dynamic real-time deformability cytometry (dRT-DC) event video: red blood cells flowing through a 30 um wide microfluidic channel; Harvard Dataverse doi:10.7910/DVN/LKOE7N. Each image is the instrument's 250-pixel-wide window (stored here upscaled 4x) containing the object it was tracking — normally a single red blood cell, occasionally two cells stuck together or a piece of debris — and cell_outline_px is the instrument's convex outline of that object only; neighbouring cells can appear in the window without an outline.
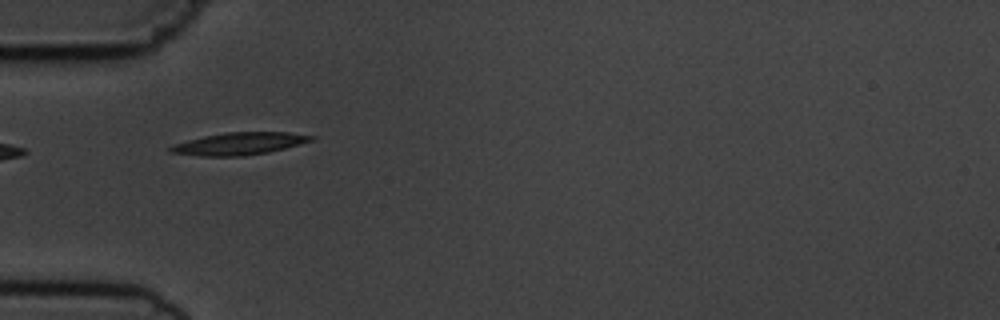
{"species": "common noctule bat (a hibernating species)", "species_latin": "Nyctalus noctula", "temperature_condition": "cold", "stored_images_in_passage": 5, "camera_frame_rate_fps": 3000, "um_per_image_px": 0.085, "animal": {"sex": "male", "body_mass_g": 19.5, "forearm_length_mm": 54.6}, "frame": {"image": 1, "passage_image": 5, "time_ms": 4.667, "image_size_px": [1000, 320], "cell_outline_px": [[316, 140], [268, 152], [244, 156], [200, 156], [168, 152], [168, 148], [176, 144], [188, 140], [204, 136], [224, 132], [288, 132], [316, 136]], "centroid_in_image_um": [20.37, 12.21], "position_along_channel_um": 64.6, "area_um2": 18.32}}